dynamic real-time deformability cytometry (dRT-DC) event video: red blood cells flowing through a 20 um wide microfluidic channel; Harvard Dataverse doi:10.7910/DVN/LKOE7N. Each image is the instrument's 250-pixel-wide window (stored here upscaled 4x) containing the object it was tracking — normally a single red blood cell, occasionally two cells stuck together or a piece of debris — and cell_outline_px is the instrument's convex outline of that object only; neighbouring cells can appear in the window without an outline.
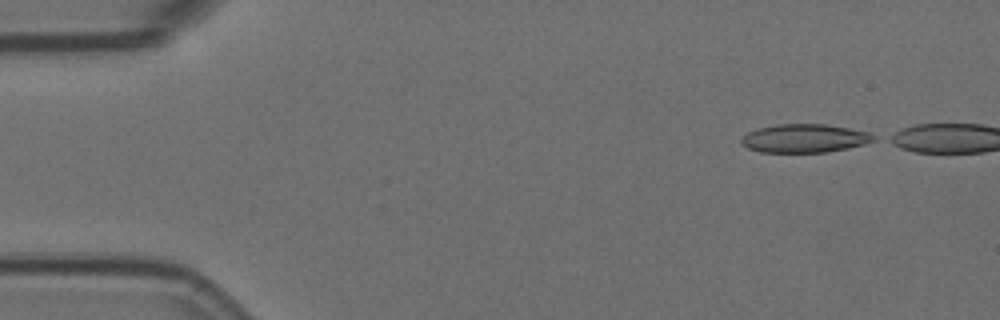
{"species": "Egyptian fruit bat (a non-hibernating species)", "species_latin": "Rousettus aegyptiacus", "temperature_condition": "room temperature", "stored_images_in_passage": 5, "camera_frame_rate_fps": 3000, "um_per_image_px": 0.085, "animal": {"sex": "female"}, "frame": {"image": 1, "passage_image": 1, "time_ms": 0.0, "image_size_px": [1000, 320], "cell_outline_px": [[876, 140], [864, 144], [848, 148], [824, 152], [760, 152], [748, 148], [740, 140], [748, 132], [756, 128], [776, 124], [824, 124], [848, 128], [868, 132], [876, 136]], "centroid_in_image_um": [68.39, 11.75], "position_along_channel_um": 16.6, "area_um2": 21.85}}